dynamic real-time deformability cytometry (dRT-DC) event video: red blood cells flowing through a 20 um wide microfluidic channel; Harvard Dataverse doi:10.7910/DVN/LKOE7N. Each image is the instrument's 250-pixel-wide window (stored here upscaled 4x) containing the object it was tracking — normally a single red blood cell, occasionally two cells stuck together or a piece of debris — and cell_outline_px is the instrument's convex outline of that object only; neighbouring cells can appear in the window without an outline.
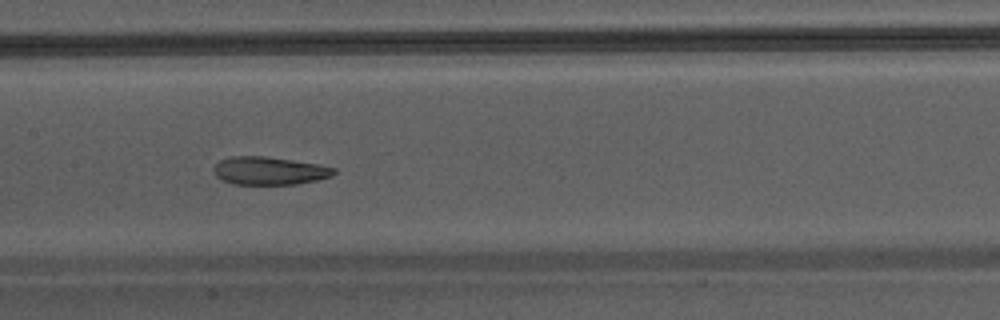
{"species": "Egyptian fruit bat (a non-hibernating species)", "species_latin": "Rousettus aegyptiacus", "temperature_condition": "warm", "stored_images_in_passage": 14, "camera_frame_rate_fps": 3000, "um_per_image_px": 0.085, "animal": {"sex": "male"}, "frame": {"image": 1, "passage_image": 12, "time_ms": 3.667, "image_size_px": [1000, 320], "cell_outline_px": [[336, 172], [332, 176], [316, 180], [296, 184], [236, 184], [224, 180], [216, 176], [212, 172], [212, 168], [220, 160], [232, 156], [264, 156], [316, 164], [336, 168]], "centroid_in_image_um": [22.87, 14.51], "position_along_channel_um": 184.5, "area_um2": 19.42}}